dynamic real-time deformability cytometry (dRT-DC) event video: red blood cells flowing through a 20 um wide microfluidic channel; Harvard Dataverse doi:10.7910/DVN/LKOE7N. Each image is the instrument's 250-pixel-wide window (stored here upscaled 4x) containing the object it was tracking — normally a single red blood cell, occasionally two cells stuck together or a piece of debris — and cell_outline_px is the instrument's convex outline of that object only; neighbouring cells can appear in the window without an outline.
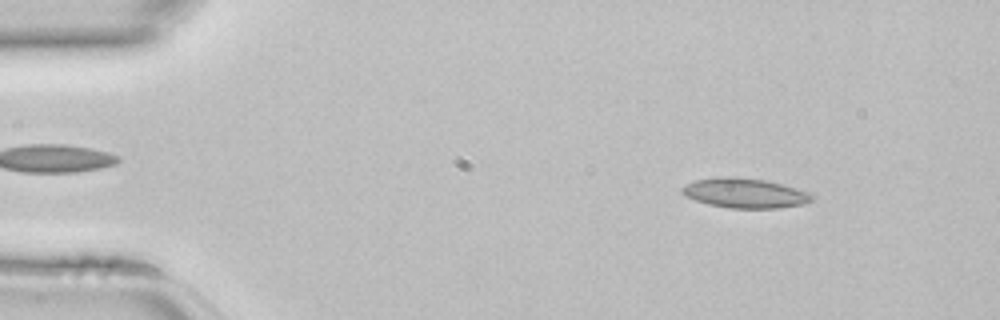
{"species": "common noctule bat (a hibernating species)", "species_latin": "Nyctalus noctula", "temperature_condition": "room temperature", "stored_images_in_passage": 12, "camera_frame_rate_fps": 3000, "um_per_image_px": 0.085, "animal": {"sex": "female", "body_mass_g": 22.7, "forearm_length_mm": 54.2}, "frame": {"image": 1, "passage_image": 5, "time_ms": 1.333, "image_size_px": [1000, 320], "cell_outline_px": [[816, 196], [812, 200], [804, 204], [780, 208], [728, 208], [708, 204], [684, 196], [680, 192], [680, 188], [684, 184], [696, 180], [720, 176], [736, 176], [764, 180], [780, 184], [808, 192]], "centroid_in_image_um": [63.27, 16.41], "position_along_channel_um": 21.7, "area_um2": 22.66}}